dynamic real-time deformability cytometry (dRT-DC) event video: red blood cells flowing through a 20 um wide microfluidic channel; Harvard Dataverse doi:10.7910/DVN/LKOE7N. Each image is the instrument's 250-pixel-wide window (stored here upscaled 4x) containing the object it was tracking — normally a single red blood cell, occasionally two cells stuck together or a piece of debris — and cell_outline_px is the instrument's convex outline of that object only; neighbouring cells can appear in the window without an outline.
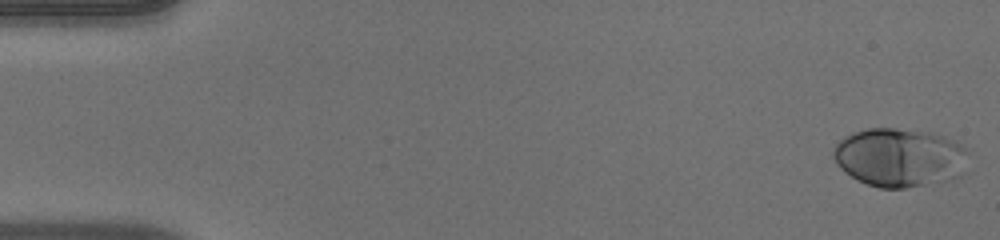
{"species": "human", "species_latin": "Homo sapiens", "temperature_condition": "warm", "stored_images_in_passage": 51, "camera_frame_rate_fps": 3000, "um_per_image_px": 0.085, "donor": {"sex": "male"}, "frame": {"image": 1, "passage_image": 1, "time_ms": 0.0, "image_size_px": [1000, 240], "cell_outline_px": [[968, 152], [964, 172], [960, 176], [944, 180], [904, 188], [880, 188], [868, 184], [844, 172], [836, 164], [832, 156], [832, 152], [836, 144], [844, 136], [852, 132], [868, 128], [892, 128], [932, 132], [944, 136], [968, 148]], "centroid_in_image_um": [76.45, 13.36], "position_along_channel_um": 8.5, "area_um2": 46.24}}
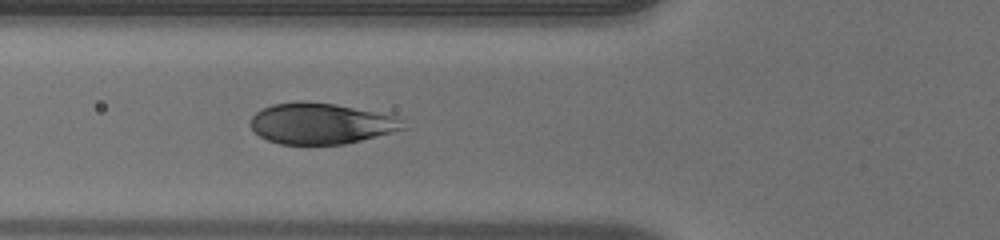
{"frame": {"image": 2, "passage_image": 19, "time_ms": 6.0, "image_size_px": [1000, 240], "cell_outline_px": [[408, 128], [344, 144], [280, 144], [268, 140], [260, 136], [248, 124], [248, 120], [260, 108], [272, 104], [296, 100], [304, 100], [336, 104], [396, 116]], "centroid_in_image_um": [27.22, 10.48], "position_along_channel_um": 98.6, "area_um2": 36.65}}
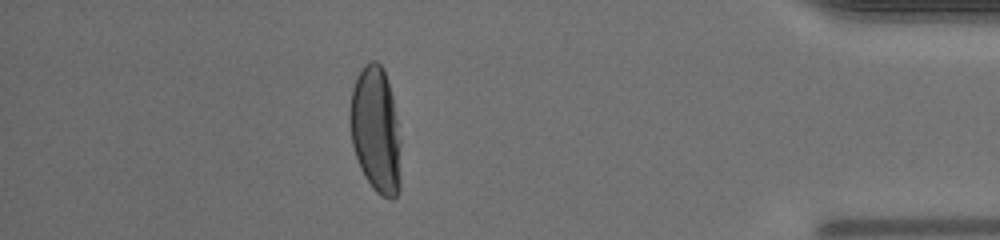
{"frame": {"image": 3, "passage_image": 45, "time_ms": 14.667, "image_size_px": [1000, 240], "cell_outline_px": [[400, 192], [392, 200], [376, 192], [372, 188], [364, 176], [360, 168], [352, 144], [348, 120], [348, 112], [352, 88], [356, 76], [364, 64], [372, 60], [376, 60], [384, 68], [392, 96], [396, 116], [400, 140]], "centroid_in_image_um": [31.92, 11.04], "position_along_channel_um": 403.3, "area_um2": 37.97}, "authors_computed_cell_mechanics": {"area_um2": 39.882, "velocity_mm_per_s": 3.9946, "shape_relaxation_time_tau1_ms": 2.8697, "shape_relaxation_time_tau2_ms": null, "deformation_change_tau1": 0.1876, "deformation_change_tau2": null}}